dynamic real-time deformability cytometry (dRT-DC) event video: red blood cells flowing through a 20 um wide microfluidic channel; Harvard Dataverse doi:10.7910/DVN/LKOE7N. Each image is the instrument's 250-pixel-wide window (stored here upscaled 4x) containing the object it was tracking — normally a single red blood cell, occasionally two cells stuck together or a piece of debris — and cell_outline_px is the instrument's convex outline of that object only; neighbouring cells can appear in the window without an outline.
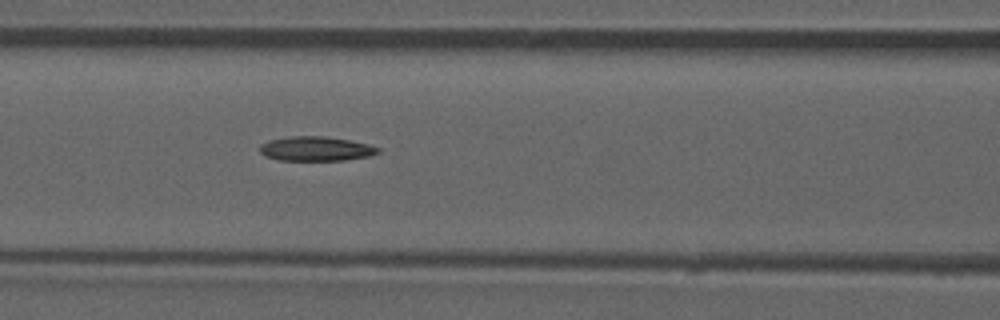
{"species": "common noctule bat (a hibernating species)", "species_latin": "Nyctalus noctula", "temperature_condition": "room temperature", "stored_images_in_passage": 53, "camera_frame_rate_fps": 3000, "um_per_image_px": 0.085, "animal": {"sex": "male", "forearm_length_mm": 52.5}, "frame": {"image": 1, "passage_image": 23, "time_ms": 7.333, "image_size_px": [1000, 320], "cell_outline_px": [[380, 152], [372, 156], [344, 160], [280, 160], [264, 156], [260, 152], [260, 144], [268, 140], [292, 136], [324, 136], [348, 140], [368, 144], [380, 148]], "centroid_in_image_um": [26.86, 12.64], "position_along_channel_um": 139.7, "area_um2": 16.88}}